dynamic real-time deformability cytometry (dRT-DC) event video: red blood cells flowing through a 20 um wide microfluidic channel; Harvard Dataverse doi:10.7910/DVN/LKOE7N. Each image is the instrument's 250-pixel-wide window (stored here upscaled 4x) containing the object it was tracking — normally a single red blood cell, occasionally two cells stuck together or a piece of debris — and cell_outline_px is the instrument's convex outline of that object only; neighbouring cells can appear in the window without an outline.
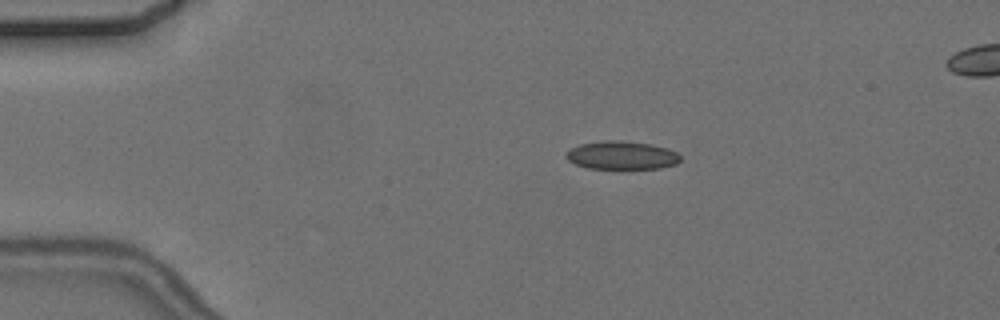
{"species": "common noctule bat (a hibernating species)", "species_latin": "Nyctalus noctula", "temperature_condition": "cold", "stored_images_in_passage": 7, "camera_frame_rate_fps": 3000, "um_per_image_px": 0.085, "animal": {"sex": "female", "body_mass_g": 24.6, "forearm_length_mm": 56.2}, "frame": {"image": 1, "passage_image": 1, "time_ms": 0.0, "image_size_px": [1000, 320], "cell_outline_px": [[680, 160], [676, 164], [660, 168], [588, 168], [576, 164], [568, 160], [564, 156], [564, 152], [568, 148], [580, 144], [604, 140], [620, 140], [652, 144], [668, 148], [676, 152], [680, 156]], "centroid_in_image_um": [52.81, 13.18], "position_along_channel_um": 32.2, "area_um2": 18.96}}
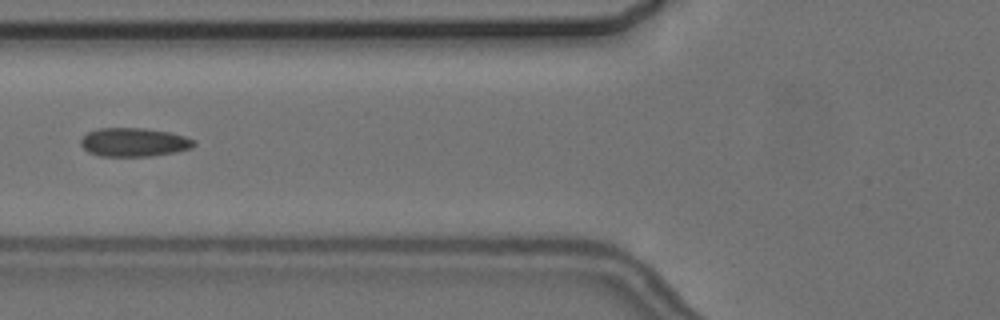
{"frame": {"image": 2, "passage_image": 4, "time_ms": 3.667, "image_size_px": [1000, 320], "cell_outline_px": [[196, 144], [192, 148], [176, 152], [152, 156], [100, 156], [88, 152], [80, 144], [80, 140], [88, 132], [100, 128], [144, 128], [172, 132], [196, 140]], "centroid_in_image_um": [11.42, 12.09], "position_along_channel_um": 114.4, "area_um2": 19.07}}
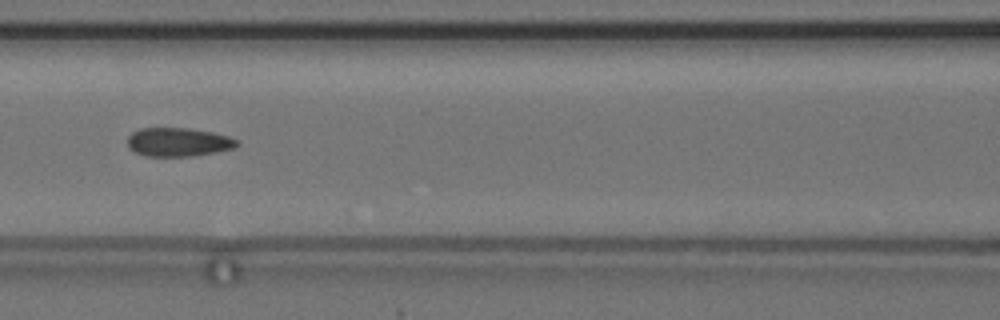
{"frame": {"image": 3, "passage_image": 5, "time_ms": 4.667, "image_size_px": [1000, 320], "cell_outline_px": [[240, 144], [236, 148], [192, 156], [144, 156], [128, 148], [128, 136], [132, 132], [140, 128], [188, 128], [212, 132], [228, 136], [240, 140]], "centroid_in_image_um": [15.18, 12.07], "position_along_channel_um": 151.4, "area_um2": 18.44}}